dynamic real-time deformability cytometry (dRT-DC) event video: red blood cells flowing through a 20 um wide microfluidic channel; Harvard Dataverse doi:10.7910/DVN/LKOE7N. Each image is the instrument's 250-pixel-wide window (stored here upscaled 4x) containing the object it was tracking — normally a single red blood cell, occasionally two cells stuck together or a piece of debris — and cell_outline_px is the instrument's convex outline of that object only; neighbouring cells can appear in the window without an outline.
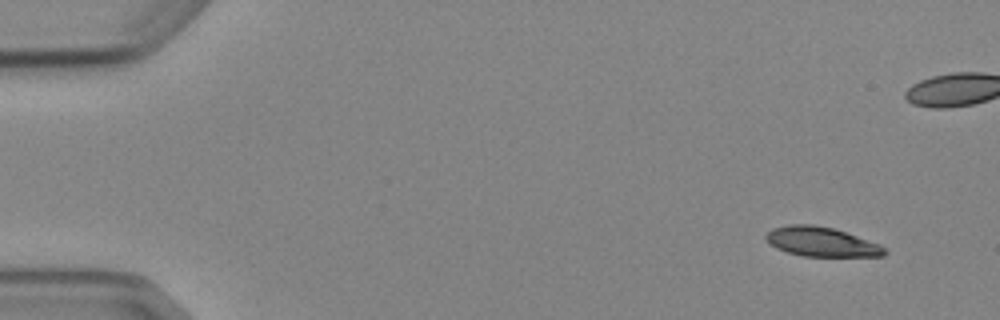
{"species": "Egyptian fruit bat (a non-hibernating species)", "species_latin": "Rousettus aegyptiacus", "temperature_condition": "cold", "stored_images_in_passage": 5, "camera_frame_rate_fps": 3000, "um_per_image_px": 0.085, "animal": {"sex": "female"}, "frame": {"image": 1, "passage_image": 1, "time_ms": 0.0, "image_size_px": [1000, 320], "cell_outline_px": [[888, 252], [884, 256], [800, 256], [776, 248], [764, 236], [772, 228], [788, 224], [812, 224], [832, 228], [880, 244]], "centroid_in_image_um": [69.81, 20.55], "position_along_channel_um": 15.2, "area_um2": 20.17}}